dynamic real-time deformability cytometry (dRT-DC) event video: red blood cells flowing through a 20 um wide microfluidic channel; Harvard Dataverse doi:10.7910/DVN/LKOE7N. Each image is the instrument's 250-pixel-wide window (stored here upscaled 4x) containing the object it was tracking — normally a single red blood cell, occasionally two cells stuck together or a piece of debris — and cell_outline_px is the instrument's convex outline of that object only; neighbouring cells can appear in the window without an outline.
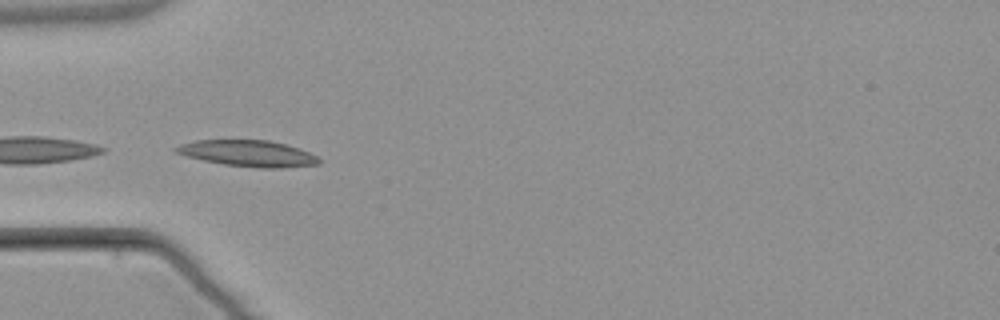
{"species": "common noctule bat (a hibernating species)", "species_latin": "Nyctalus noctula", "temperature_condition": "warm", "stored_images_in_passage": 4, "camera_frame_rate_fps": 3000, "um_per_image_px": 0.085, "animal": {"sex": "male", "body_mass_g": 21.5, "forearm_length_mm": 52.0}, "frame": {"image": 1, "passage_image": 4, "time_ms": 3.667, "image_size_px": [1000, 320], "cell_outline_px": [[320, 164], [280, 168], [256, 168], [224, 164], [204, 160], [172, 152], [172, 148], [180, 144], [196, 140], [268, 140], [284, 144], [308, 152], [316, 156], [320, 160]], "centroid_in_image_um": [21.04, 13.04], "position_along_channel_um": 64.0, "area_um2": 21.73}}